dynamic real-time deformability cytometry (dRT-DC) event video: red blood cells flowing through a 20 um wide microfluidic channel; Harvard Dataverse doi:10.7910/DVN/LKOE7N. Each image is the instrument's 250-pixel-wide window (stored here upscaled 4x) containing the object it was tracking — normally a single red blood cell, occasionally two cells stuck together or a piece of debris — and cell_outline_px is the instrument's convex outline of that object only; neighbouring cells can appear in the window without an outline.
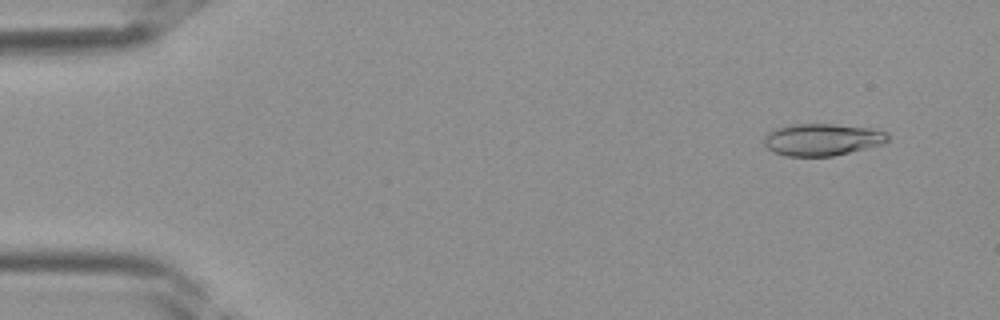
{"species": "Egyptian fruit bat (a non-hibernating species)", "species_latin": "Rousettus aegyptiacus", "temperature_condition": "room temperature", "stored_images_in_passage": 39, "camera_frame_rate_fps": 3000, "um_per_image_px": 0.085, "frame": {"image": 1, "passage_image": 3, "time_ms": 0.667, "image_size_px": [1000, 320], "cell_outline_px": [[888, 140], [884, 144], [832, 156], [784, 156], [772, 152], [764, 144], [764, 136], [768, 132], [776, 128], [792, 124], [832, 124], [872, 128], [888, 132]], "centroid_in_image_um": [69.88, 11.86], "position_along_channel_um": 15.1, "area_um2": 23.24}}
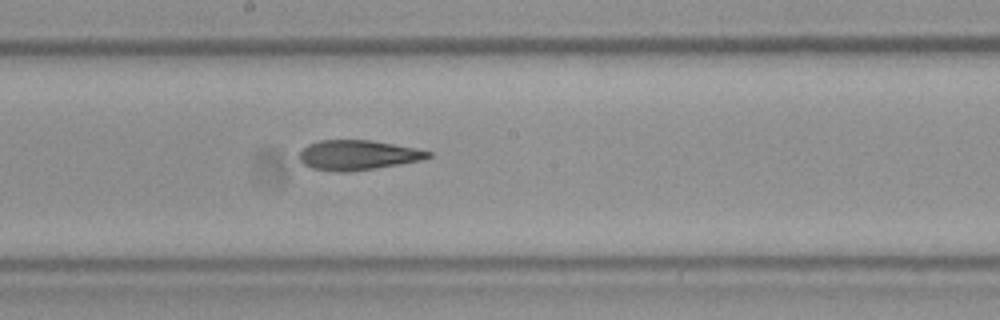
{"frame": {"image": 2, "passage_image": 21, "time_ms": 6.667, "image_size_px": [1000, 320], "cell_outline_px": [[432, 156], [420, 160], [400, 164], [376, 168], [348, 172], [332, 172], [312, 168], [304, 164], [300, 160], [300, 152], [308, 144], [320, 140], [372, 140], [416, 148], [432, 152]], "centroid_in_image_um": [30.41, 13.18], "position_along_channel_um": 217.8, "area_um2": 22.43}}
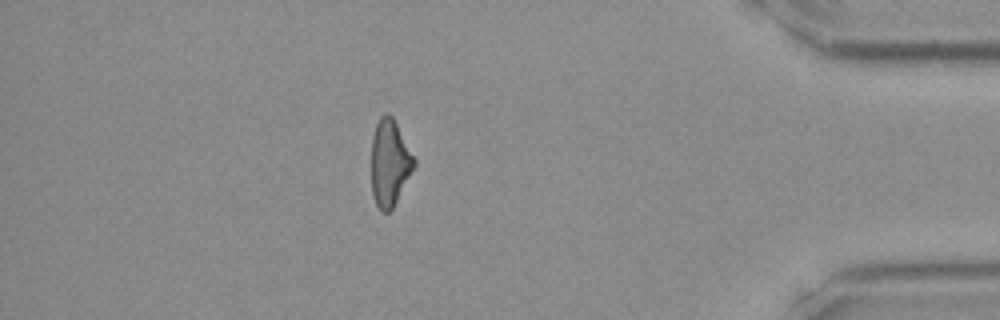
{"frame": {"image": 3, "passage_image": 34, "time_ms": 11.0, "image_size_px": [1000, 320], "cell_outline_px": [[416, 164], [392, 208], [388, 212], [380, 212], [372, 196], [372, 136], [376, 124], [380, 116], [388, 112], [392, 116], [416, 160]], "centroid_in_image_um": [33.11, 13.84], "position_along_channel_um": 402.1, "area_um2": 21.33}}